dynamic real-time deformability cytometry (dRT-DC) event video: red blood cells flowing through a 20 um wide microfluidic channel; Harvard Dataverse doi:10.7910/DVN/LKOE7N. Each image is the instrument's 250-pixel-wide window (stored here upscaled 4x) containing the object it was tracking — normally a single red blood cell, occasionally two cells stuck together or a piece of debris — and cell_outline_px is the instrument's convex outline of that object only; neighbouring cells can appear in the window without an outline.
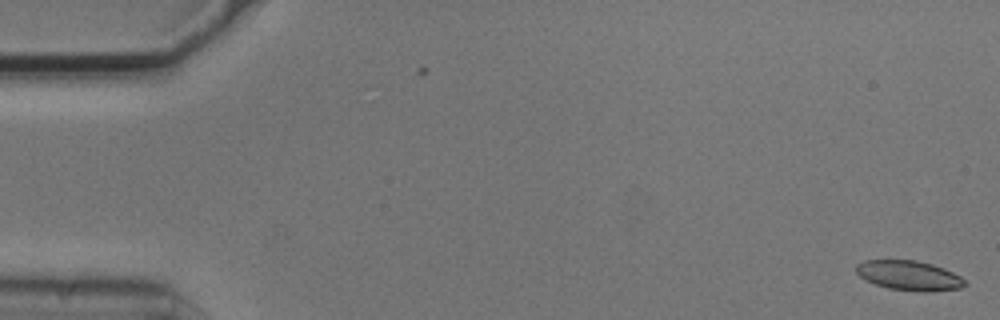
{"species": "common noctule bat (a hibernating species)", "species_latin": "Nyctalus noctula", "temperature_condition": "cold", "stored_images_in_passage": 5, "camera_frame_rate_fps": 3000, "um_per_image_px": 0.085, "animal": {"sex": "male", "body_mass_g": 20.5, "forearm_length_mm": 52.5}, "frame": {"image": 1, "passage_image": 1, "time_ms": 0.0, "image_size_px": [1000, 320], "cell_outline_px": [[968, 284], [960, 288], [932, 292], [920, 292], [888, 288], [876, 284], [860, 276], [856, 272], [856, 264], [864, 260], [916, 260], [932, 264], [944, 268], [960, 276]], "centroid_in_image_um": [77.3, 23.42], "position_along_channel_um": 7.7, "area_um2": 18.84}}
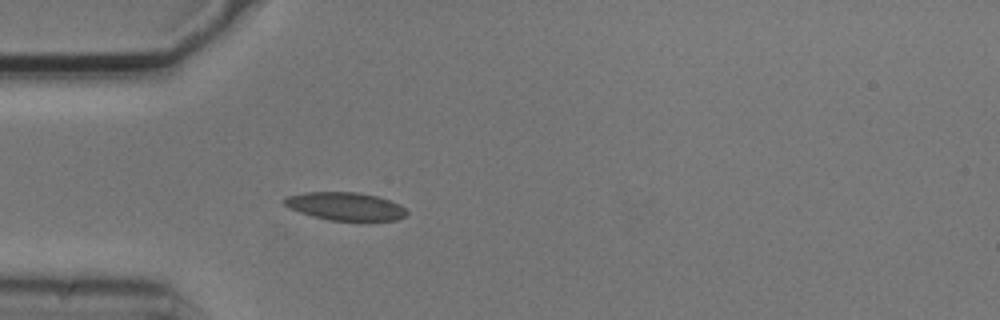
{"frame": {"image": 2, "passage_image": 5, "time_ms": 1.333, "image_size_px": [1000, 320], "cell_outline_px": [[408, 212], [404, 216], [396, 220], [328, 220], [312, 216], [288, 208], [284, 204], [284, 200], [288, 196], [304, 192], [356, 192], [376, 196], [400, 204]], "centroid_in_image_um": [29.33, 17.53], "position_along_channel_um": 55.7, "area_um2": 19.77}}